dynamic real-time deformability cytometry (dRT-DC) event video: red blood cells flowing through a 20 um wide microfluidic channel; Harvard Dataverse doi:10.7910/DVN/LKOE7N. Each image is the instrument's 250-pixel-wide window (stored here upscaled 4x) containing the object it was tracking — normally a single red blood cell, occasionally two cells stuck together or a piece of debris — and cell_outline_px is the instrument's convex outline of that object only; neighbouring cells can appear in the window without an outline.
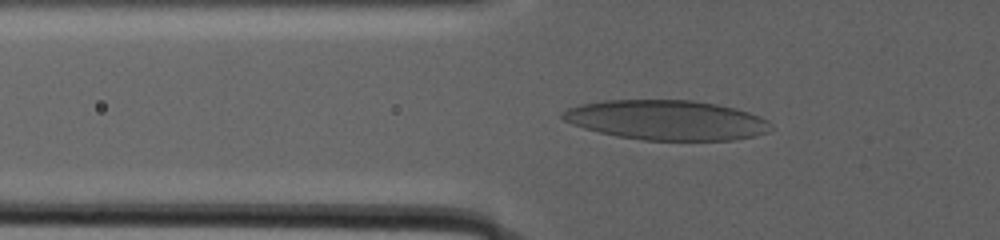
{"species": "human", "species_latin": "Homo sapiens", "temperature_condition": "warm", "stored_images_in_passage": 40, "camera_frame_rate_fps": 3000, "um_per_image_px": 0.085, "donor": {"sex": "male"}, "frame": {"image": 1, "passage_image": 15, "time_ms": 14.333, "image_size_px": [1000, 240], "cell_outline_px": [[776, 128], [768, 132], [756, 136], [732, 140], [644, 140], [616, 136], [584, 128], [572, 124], [564, 120], [560, 116], [560, 112], [568, 108], [580, 104], [604, 100], [692, 100], [716, 104], [736, 108], [760, 116], [768, 120]], "centroid_in_image_um": [56.69, 10.2], "position_along_channel_um": 69.1, "area_um2": 48.67}}
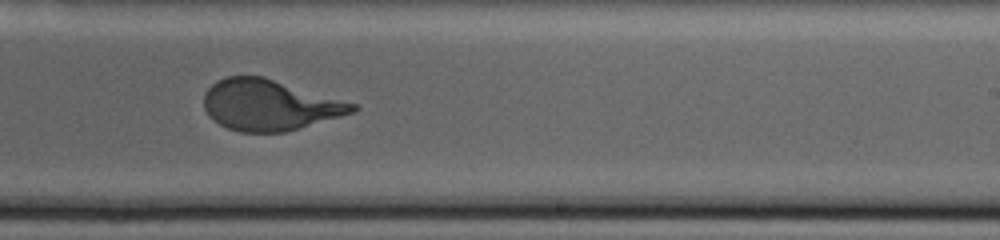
{"frame": {"image": 2, "passage_image": 26, "time_ms": 24.667, "image_size_px": [1000, 240], "cell_outline_px": [[360, 108], [356, 112], [284, 132], [240, 132], [228, 128], [212, 120], [208, 116], [204, 108], [204, 92], [216, 80], [228, 76], [264, 76], [356, 104]], "centroid_in_image_um": [22.88, 8.92], "position_along_channel_um": 266.1, "area_um2": 43.99}}
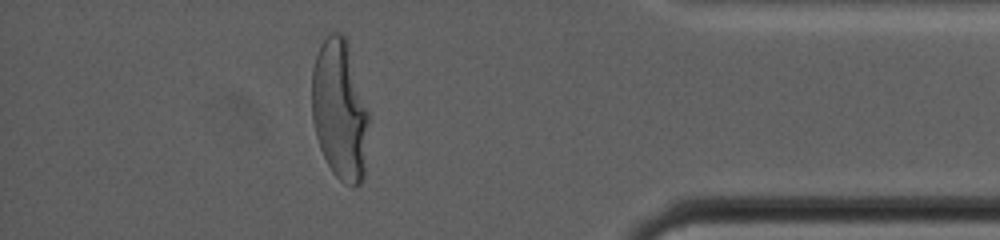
{"frame": {"image": 3, "passage_image": 37, "time_ms": 33.0, "image_size_px": [1000, 240], "cell_outline_px": [[368, 120], [364, 180], [356, 188], [352, 188], [344, 184], [332, 172], [320, 148], [316, 136], [312, 120], [312, 68], [320, 44], [328, 32], [340, 32], [348, 40], [368, 112]], "centroid_in_image_um": [28.87, 9.35], "position_along_channel_um": 406.3, "area_um2": 46.99}}